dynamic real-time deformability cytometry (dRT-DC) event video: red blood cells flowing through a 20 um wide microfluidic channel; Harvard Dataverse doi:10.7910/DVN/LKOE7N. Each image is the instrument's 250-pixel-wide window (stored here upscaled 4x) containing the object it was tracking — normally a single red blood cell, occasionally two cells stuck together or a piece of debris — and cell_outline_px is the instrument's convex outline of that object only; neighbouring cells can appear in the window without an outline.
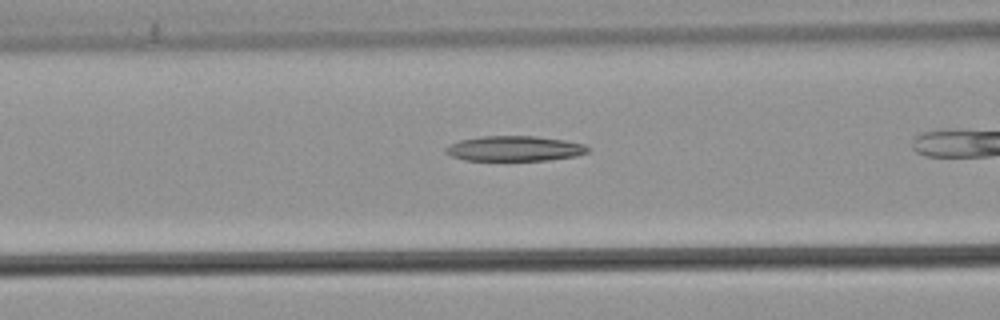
{"species": "common noctule bat (a hibernating species)", "species_latin": "Nyctalus noctula", "temperature_condition": "warm", "stored_images_in_passage": 26, "camera_frame_rate_fps": 3000, "um_per_image_px": 0.085, "animal": {"sex": "male", "body_mass_g": 21.5, "forearm_length_mm": 52.0}, "frame": {"image": 1, "passage_image": 5, "time_ms": 1.333, "image_size_px": [1000, 320], "cell_outline_px": [[588, 152], [576, 156], [548, 160], [464, 160], [452, 156], [444, 152], [444, 148], [448, 144], [460, 140], [480, 136], [536, 136], [564, 140], [584, 144], [588, 148]], "centroid_in_image_um": [43.69, 12.62], "position_along_channel_um": 122.9, "area_um2": 20.87}}
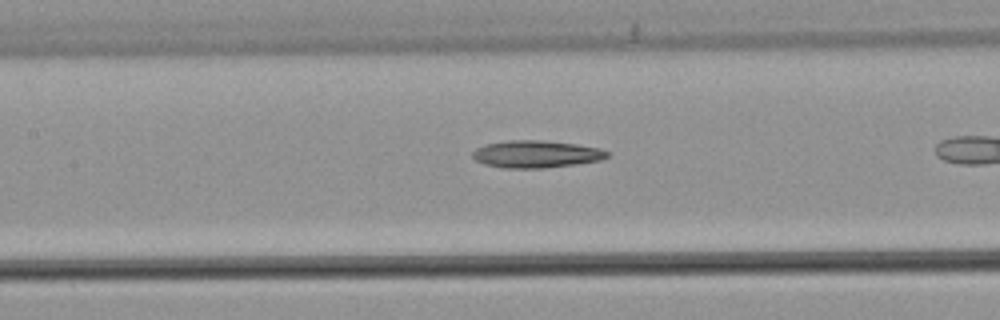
{"frame": {"image": 2, "passage_image": 8, "time_ms": 2.333, "image_size_px": [1000, 320], "cell_outline_px": [[608, 156], [600, 160], [572, 164], [540, 168], [504, 168], [484, 164], [476, 160], [472, 156], [472, 152], [476, 148], [484, 144], [508, 140], [544, 140], [576, 144], [600, 148], [608, 152]], "centroid_in_image_um": [45.52, 13.09], "position_along_channel_um": 161.9, "area_um2": 21.27}}